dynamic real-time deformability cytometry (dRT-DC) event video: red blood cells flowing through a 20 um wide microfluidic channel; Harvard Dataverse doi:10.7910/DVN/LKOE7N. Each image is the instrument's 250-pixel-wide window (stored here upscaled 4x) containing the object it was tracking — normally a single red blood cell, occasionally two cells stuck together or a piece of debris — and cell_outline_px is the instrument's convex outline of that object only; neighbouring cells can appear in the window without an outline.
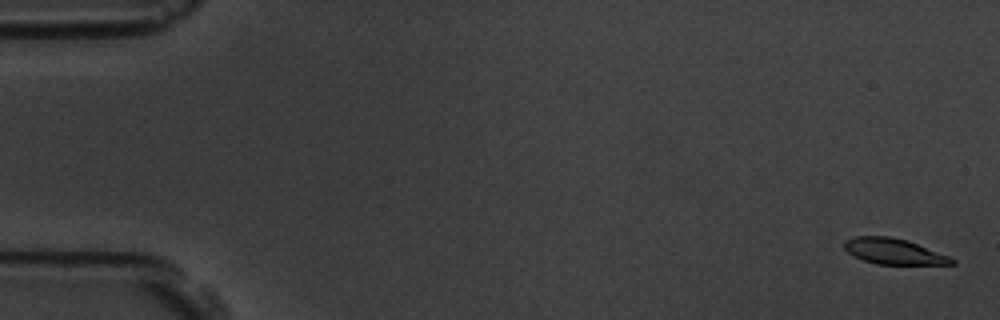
{"species": "common noctule bat (a hibernating species)", "species_latin": "Nyctalus noctula", "temperature_condition": "room temperature", "stored_images_in_passage": 11, "camera_frame_rate_fps": 3000, "um_per_image_px": 0.085, "animal": {"sex": "male", "body_mass_g": 19.5, "forearm_length_mm": 54.6}, "frame": {"image": 1, "passage_image": 1, "time_ms": 0.0, "image_size_px": [1000, 320], "cell_outline_px": [[956, 264], [876, 264], [852, 256], [844, 248], [844, 240], [856, 236], [888, 236], [908, 240], [948, 256], [956, 260]], "centroid_in_image_um": [75.94, 21.36], "position_along_channel_um": 9.1, "area_um2": 16.07}}
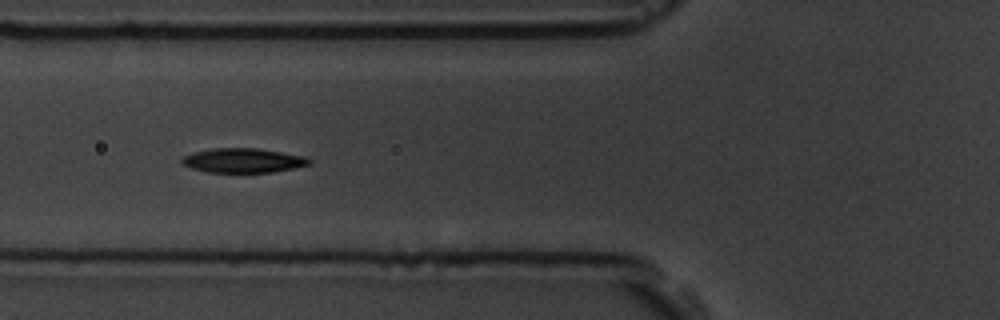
{"frame": {"image": 2, "passage_image": 6, "time_ms": 6.667, "image_size_px": [1000, 320], "cell_outline_px": [[312, 164], [272, 172], [208, 172], [192, 168], [180, 164], [180, 160], [184, 156], [196, 152], [212, 148], [256, 148], [304, 156], [312, 160]], "centroid_in_image_um": [20.65, 13.64], "position_along_channel_um": 105.1, "area_um2": 17.98}}
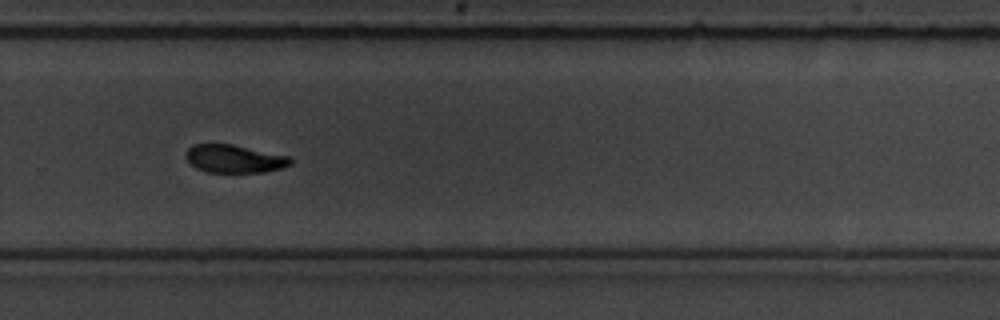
{"frame": {"image": 3, "passage_image": 11, "time_ms": 12.333, "image_size_px": [1000, 320], "cell_outline_px": [[292, 164], [284, 168], [264, 172], [208, 172], [196, 168], [184, 156], [184, 152], [192, 144], [232, 144], [292, 156]], "centroid_in_image_um": [19.95, 13.49], "position_along_channel_um": 309.8, "area_um2": 17.34}}